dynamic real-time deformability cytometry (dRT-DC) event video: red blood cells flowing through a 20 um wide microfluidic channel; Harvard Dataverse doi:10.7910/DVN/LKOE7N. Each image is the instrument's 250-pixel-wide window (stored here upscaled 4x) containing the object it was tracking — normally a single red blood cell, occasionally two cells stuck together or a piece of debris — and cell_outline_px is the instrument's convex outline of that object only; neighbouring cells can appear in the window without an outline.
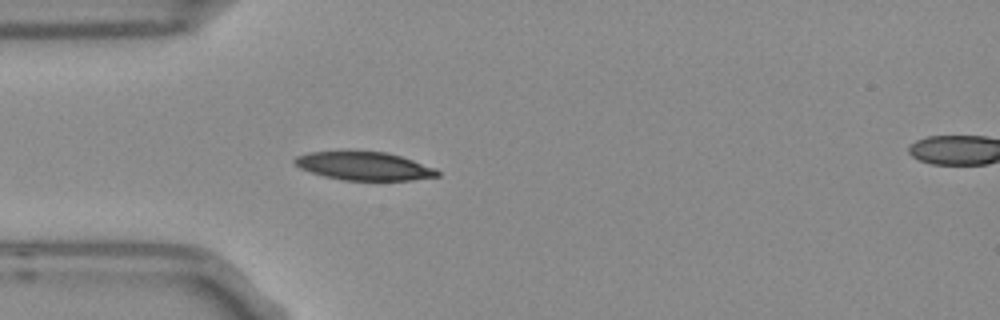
{"species": "Egyptian fruit bat (a non-hibernating species)", "species_latin": "Rousettus aegyptiacus", "temperature_condition": "room temperature", "stored_images_in_passage": 6, "segment_of_instrument_passage": [1, 2], "camera_frame_rate_fps": 3000, "um_per_image_px": 0.085, "frame": {"image": 1, "passage_image": 5, "time_ms": 1.333, "image_size_px": [1000, 320], "cell_outline_px": [[440, 176], [412, 180], [344, 180], [324, 176], [300, 168], [292, 164], [292, 160], [296, 156], [308, 152], [384, 152], [400, 156], [436, 168], [440, 172]], "centroid_in_image_um": [30.94, 14.12], "position_along_channel_um": 54.1, "area_um2": 23.35}}